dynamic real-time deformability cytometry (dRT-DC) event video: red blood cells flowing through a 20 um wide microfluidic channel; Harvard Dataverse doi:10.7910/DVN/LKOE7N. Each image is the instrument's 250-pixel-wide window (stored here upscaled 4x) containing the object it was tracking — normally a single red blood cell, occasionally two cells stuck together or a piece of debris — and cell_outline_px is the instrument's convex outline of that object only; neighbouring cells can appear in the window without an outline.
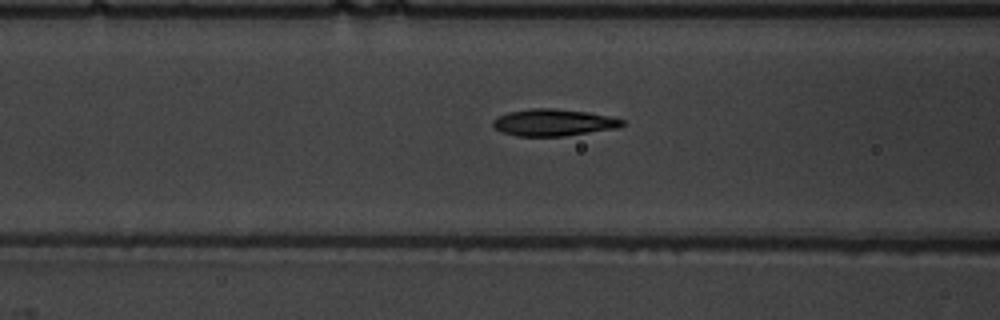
{"species": "common noctule bat (a hibernating species)", "species_latin": "Nyctalus noctula", "temperature_condition": "warm", "stored_images_in_passage": 54, "camera_frame_rate_fps": 3000, "um_per_image_px": 0.085, "animal": {"sex": "male", "body_mass_g": 19.5, "forearm_length_mm": 54.6}, "frame": {"image": 1, "passage_image": 23, "time_ms": 7.333, "image_size_px": [1000, 320], "cell_outline_px": [[624, 124], [616, 128], [564, 136], [516, 136], [500, 132], [492, 124], [492, 120], [496, 116], [508, 112], [532, 108], [552, 108], [588, 112], [608, 116], [624, 120]], "centroid_in_image_um": [46.98, 10.41], "position_along_channel_um": 119.6, "area_um2": 20.23}}
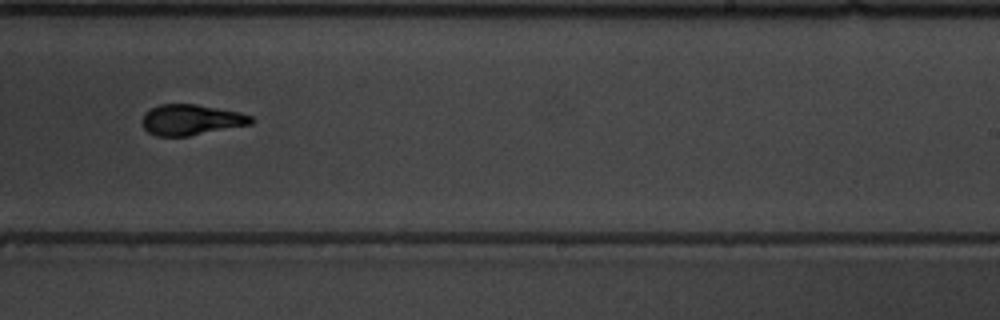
{"frame": {"image": 2, "passage_image": 35, "time_ms": 11.333, "image_size_px": [1000, 320], "cell_outline_px": [[252, 124], [188, 136], [156, 136], [148, 132], [144, 128], [140, 120], [144, 112], [160, 104], [196, 104], [240, 112], [252, 116]], "centroid_in_image_um": [16.21, 10.18], "position_along_channel_um": 272.8, "area_um2": 19.54}}
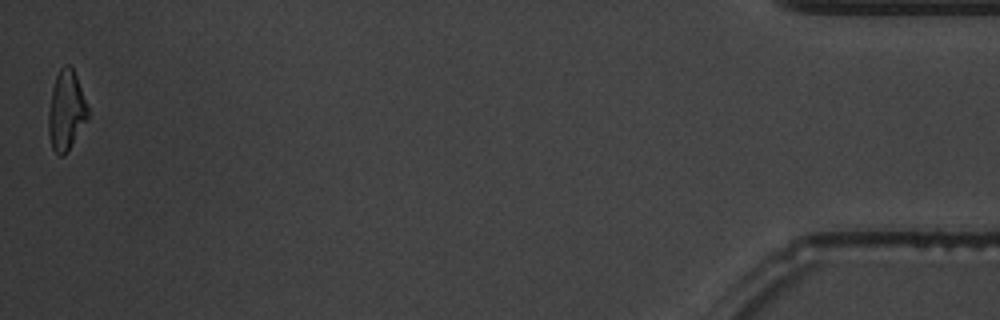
{"frame": {"image": 3, "passage_image": 54, "time_ms": 17.667, "image_size_px": [1000, 320], "cell_outline_px": [[88, 120], [64, 156], [60, 156], [52, 148], [48, 132], [48, 112], [52, 88], [56, 76], [60, 68], [64, 64], [68, 64], [72, 68], [76, 76], [88, 108]], "centroid_in_image_um": [5.62, 9.41], "position_along_channel_um": 429.6, "area_um2": 18.21}, "authors_computed_cell_mechanics": {"area_um2": 19.074, "velocity_mm_per_s": 3.8422, "shape_relaxation_time_tau1_ms": 3.6256, "shape_relaxation_time_tau2_ms": 1.1956, "deformation_change_tau1": 0.1672, "deformation_change_tau2": 0.0769}}